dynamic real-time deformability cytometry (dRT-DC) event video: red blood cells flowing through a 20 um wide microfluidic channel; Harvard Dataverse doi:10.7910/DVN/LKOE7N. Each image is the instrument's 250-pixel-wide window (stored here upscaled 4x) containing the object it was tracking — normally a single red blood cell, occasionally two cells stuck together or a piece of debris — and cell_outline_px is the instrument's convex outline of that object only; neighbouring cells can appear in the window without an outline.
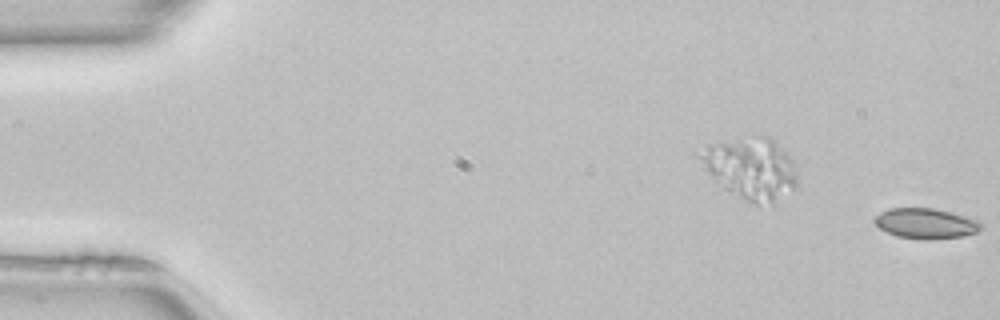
{"species": "common noctule bat (a hibernating species)", "species_latin": "Nyctalus noctula", "temperature_condition": "room temperature", "stored_images_in_passage": 8, "segment_of_instrument_passage": [2, 2], "camera_frame_rate_fps": 3000, "um_per_image_px": 0.085, "animal": {"sex": "female", "body_mass_g": 22.7, "forearm_length_mm": 54.2}, "frame": {"image": 1, "passage_image": 8, "time_ms": 2.333, "image_size_px": [1000, 320], "cell_outline_px": [[984, 228], [976, 232], [964, 236], [896, 236], [880, 228], [872, 220], [880, 212], [888, 208], [936, 208], [964, 216], [976, 220]], "centroid_in_image_um": [78.66, 18.93], "position_along_channel_um": 6.3, "area_um2": 17.8}}